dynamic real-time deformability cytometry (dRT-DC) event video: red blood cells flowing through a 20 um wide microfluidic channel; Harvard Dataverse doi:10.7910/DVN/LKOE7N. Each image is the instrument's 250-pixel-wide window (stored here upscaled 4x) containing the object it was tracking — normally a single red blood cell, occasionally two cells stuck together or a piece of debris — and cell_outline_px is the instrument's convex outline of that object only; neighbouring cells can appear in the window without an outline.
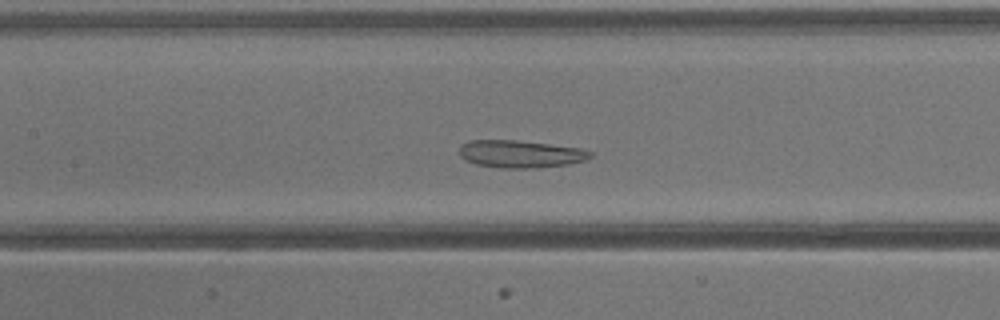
{"species": "common noctule bat (a hibernating species)", "species_latin": "Nyctalus noctula", "temperature_condition": "warm", "stored_images_in_passage": 30, "camera_frame_rate_fps": 3000, "um_per_image_px": 0.085, "animal": {"sex": "male", "body_mass_g": 13.3}, "frame": {"image": 1, "passage_image": 9, "time_ms": 2.667, "image_size_px": [1000, 320], "cell_outline_px": [[592, 156], [588, 160], [568, 164], [536, 168], [504, 168], [476, 164], [464, 160], [460, 156], [460, 144], [468, 140], [516, 140], [580, 148], [592, 152]], "centroid_in_image_um": [44.22, 13.09], "position_along_channel_um": 163.2, "area_um2": 21.04}}
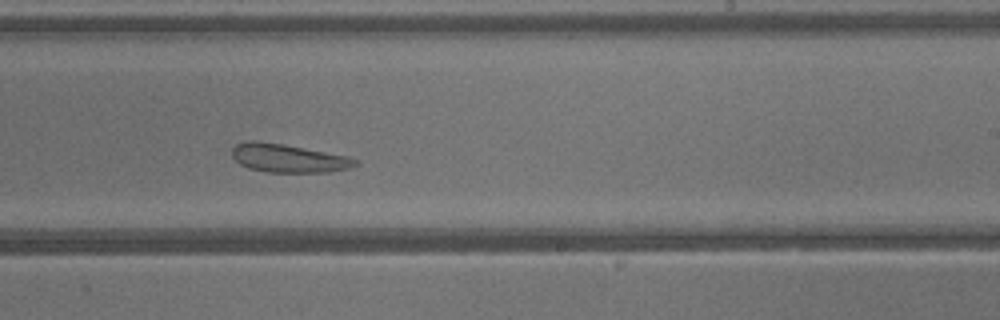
{"frame": {"image": 2, "passage_image": 15, "time_ms": 4.667, "image_size_px": [1000, 320], "cell_outline_px": [[360, 164], [348, 168], [328, 172], [268, 172], [248, 168], [240, 164], [232, 156], [232, 148], [236, 144], [248, 140], [252, 140], [284, 144], [348, 156], [356, 160]], "centroid_in_image_um": [24.49, 13.44], "position_along_channel_um": 264.5, "area_um2": 20.35}}
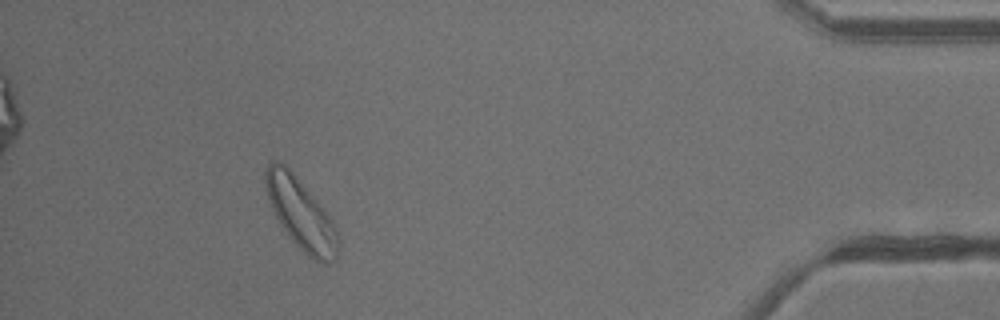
{"frame": {"image": 3, "passage_image": 27, "time_ms": 8.667, "image_size_px": [1000, 320], "cell_outline_px": [[336, 260], [328, 264], [324, 264], [308, 256], [288, 236], [280, 224], [268, 200], [264, 184], [264, 172], [268, 164], [272, 160], [276, 160], [284, 164], [292, 172], [332, 220], [336, 232]], "centroid_in_image_um": [25.51, 18.16], "position_along_channel_um": 409.7, "area_um2": 29.19}}